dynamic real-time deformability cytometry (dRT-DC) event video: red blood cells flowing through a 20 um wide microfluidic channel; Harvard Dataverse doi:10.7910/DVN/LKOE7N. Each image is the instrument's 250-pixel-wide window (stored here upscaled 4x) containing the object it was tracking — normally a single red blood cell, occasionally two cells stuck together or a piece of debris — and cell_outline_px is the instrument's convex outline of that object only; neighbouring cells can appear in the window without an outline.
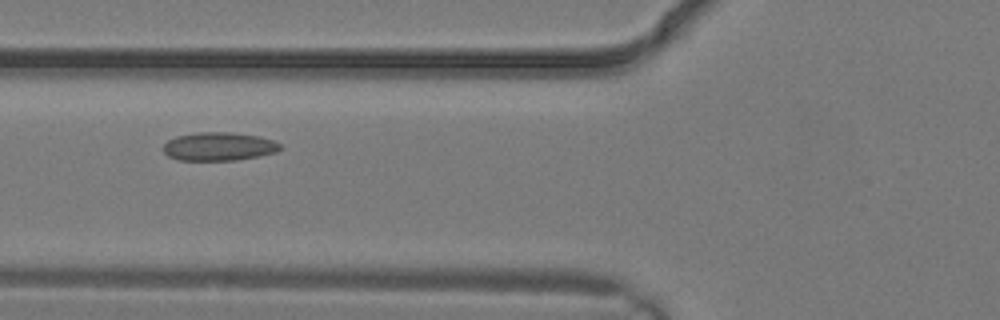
{"species": "common noctule bat (a hibernating species)", "species_latin": "Nyctalus noctula", "temperature_condition": "warm", "stored_images_in_passage": 4, "camera_frame_rate_fps": 3000, "um_per_image_px": 0.085, "animal": {"sex": "male", "body_mass_g": 19.2, "forearm_length_mm": 51.8}, "frame": {"image": 1, "passage_image": 4, "time_ms": 1.0, "image_size_px": [1000, 320], "cell_outline_px": [[284, 148], [276, 152], [260, 156], [236, 160], [180, 160], [168, 156], [164, 152], [164, 144], [168, 140], [176, 136], [196, 132], [232, 132], [260, 136], [272, 140], [280, 144]], "centroid_in_image_um": [18.63, 12.44], "position_along_channel_um": 107.2, "area_um2": 19.48}}